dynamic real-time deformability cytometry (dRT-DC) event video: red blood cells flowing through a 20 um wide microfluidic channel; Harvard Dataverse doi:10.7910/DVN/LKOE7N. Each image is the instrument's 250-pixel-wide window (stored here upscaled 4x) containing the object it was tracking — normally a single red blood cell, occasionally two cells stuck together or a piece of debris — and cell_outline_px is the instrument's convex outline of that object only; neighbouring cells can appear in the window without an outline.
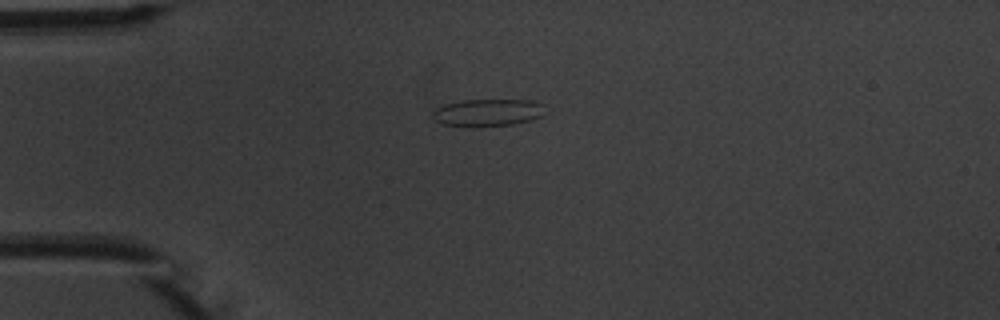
{"species": "common noctule bat (a hibernating species)", "species_latin": "Nyctalus noctula", "temperature_condition": "warm", "stored_images_in_passage": 5, "camera_frame_rate_fps": 3000, "um_per_image_px": 0.085, "animal": {"sex": "male", "body_mass_g": 20.1, "forearm_length_mm": 53.5}, "frame": {"image": 1, "passage_image": 1, "time_ms": 0.0, "image_size_px": [1000, 320], "cell_outline_px": [[544, 116], [512, 124], [472, 128], [444, 124], [432, 120], [432, 112], [436, 108], [444, 104], [464, 100], [532, 100], [544, 104]], "centroid_in_image_um": [41.43, 9.58], "position_along_channel_um": 43.6, "area_um2": 18.21}}
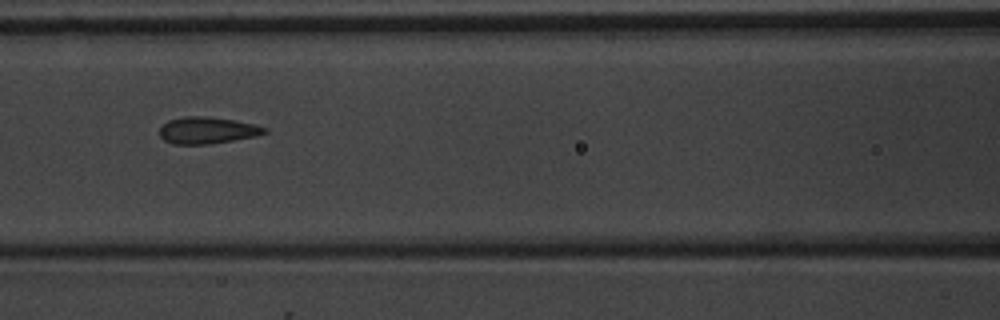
{"frame": {"image": 2, "passage_image": 4, "time_ms": 3.333, "image_size_px": [1000, 320], "cell_outline_px": [[268, 132], [256, 136], [208, 144], [172, 144], [164, 140], [160, 136], [160, 128], [168, 120], [184, 116], [208, 116], [236, 120], [256, 124], [268, 128]], "centroid_in_image_um": [17.64, 11.06], "position_along_channel_um": 149.0, "area_um2": 16.47}}
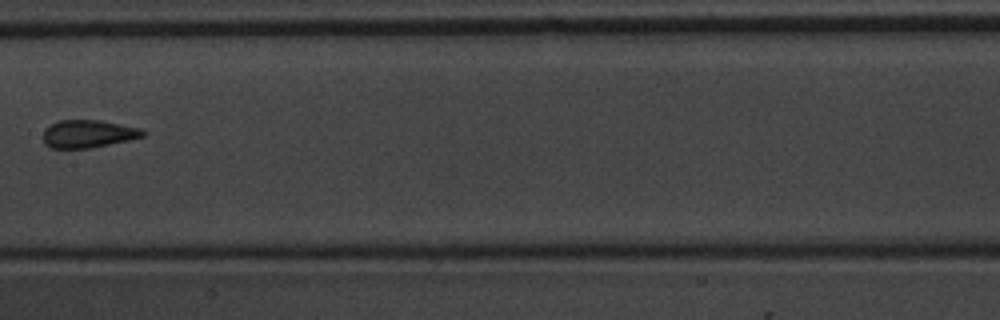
{"frame": {"image": 3, "passage_image": 5, "time_ms": 4.667, "image_size_px": [1000, 320], "cell_outline_px": [[148, 132], [144, 136], [128, 140], [92, 148], [52, 148], [44, 144], [44, 132], [52, 124], [60, 120], [100, 120], [140, 128]], "centroid_in_image_um": [7.53, 11.38], "position_along_channel_um": 199.9, "area_um2": 16.01}}